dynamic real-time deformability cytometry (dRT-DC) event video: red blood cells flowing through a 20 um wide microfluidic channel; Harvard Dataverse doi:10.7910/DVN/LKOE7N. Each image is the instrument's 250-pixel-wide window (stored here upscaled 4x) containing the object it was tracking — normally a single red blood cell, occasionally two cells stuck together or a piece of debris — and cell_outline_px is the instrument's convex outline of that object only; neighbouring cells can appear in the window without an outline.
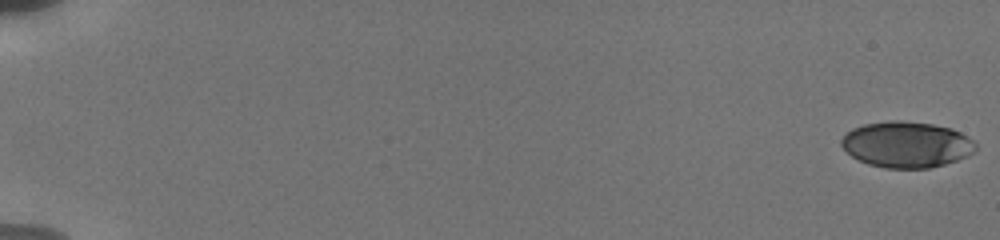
{"species": "human", "species_latin": "Homo sapiens", "temperature_condition": "cold", "stored_images_in_passage": 27, "camera_frame_rate_fps": 3000, "um_per_image_px": 0.085, "donor": {"sex": "male"}, "frame": {"image": 1, "passage_image": 1, "time_ms": 0.0, "image_size_px": [1000, 240], "cell_outline_px": [[976, 152], [968, 156], [944, 164], [928, 168], [884, 168], [868, 164], [852, 156], [840, 144], [840, 140], [852, 128], [864, 124], [888, 120], [900, 120], [932, 124], [952, 128], [968, 136], [976, 144]], "centroid_in_image_um": [77.07, 12.28], "position_along_channel_um": 7.9, "area_um2": 36.07}}
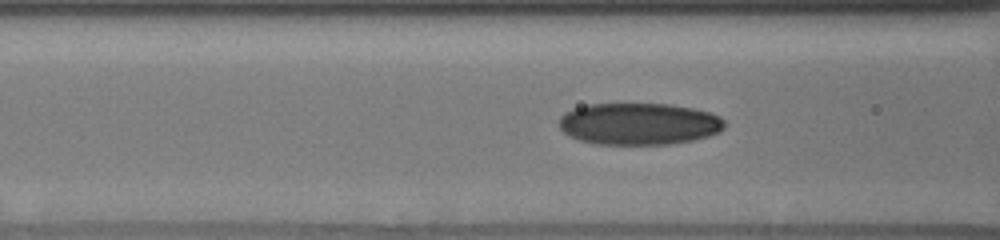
{"frame": {"image": 2, "passage_image": 15, "time_ms": 8.0, "image_size_px": [1000, 240], "cell_outline_px": [[724, 128], [720, 132], [708, 136], [692, 140], [672, 144], [596, 144], [580, 140], [564, 132], [560, 128], [560, 116], [564, 112], [572, 108], [588, 104], [668, 104], [692, 108], [708, 112], [720, 116], [724, 120]], "centroid_in_image_um": [54.31, 10.52], "position_along_channel_um": 112.3, "area_um2": 40.4}}
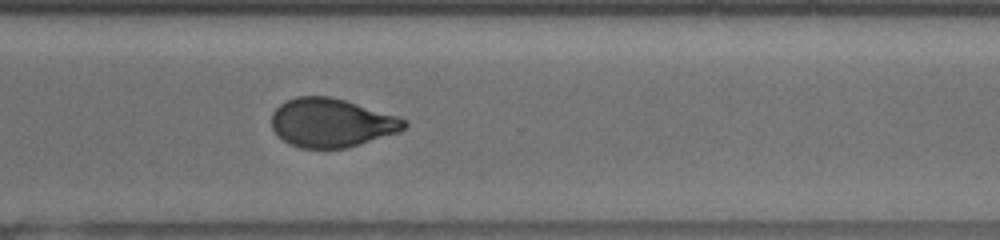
{"frame": {"image": 3, "passage_image": 27, "time_ms": 14.0, "image_size_px": [1000, 240], "cell_outline_px": [[408, 124], [400, 132], [348, 148], [300, 148], [284, 140], [272, 128], [272, 112], [280, 104], [296, 96], [332, 96], [396, 116], [408, 120]], "centroid_in_image_um": [28.19, 10.43], "position_along_channel_um": 342.4, "area_um2": 37.57}}